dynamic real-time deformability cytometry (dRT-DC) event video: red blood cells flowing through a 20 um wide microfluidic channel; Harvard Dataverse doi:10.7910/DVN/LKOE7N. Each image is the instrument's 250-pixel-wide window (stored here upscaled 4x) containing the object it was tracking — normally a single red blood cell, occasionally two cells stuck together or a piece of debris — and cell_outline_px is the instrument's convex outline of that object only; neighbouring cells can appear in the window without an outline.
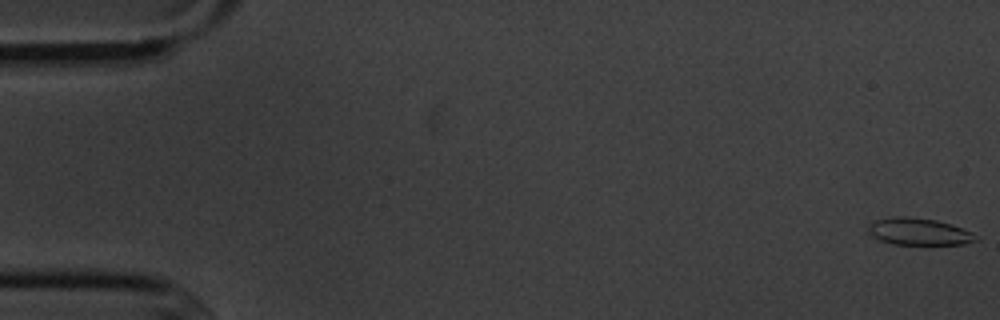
{"species": "common noctule bat (a hibernating species)", "species_latin": "Nyctalus noctula", "temperature_condition": "cold", "stored_images_in_passage": 5, "camera_frame_rate_fps": 3000, "um_per_image_px": 0.085, "animal": {"sex": "male", "body_mass_g": 20.1, "forearm_length_mm": 53.5}, "frame": {"image": 1, "passage_image": 1, "time_ms": 0.0, "image_size_px": [1000, 320], "cell_outline_px": [[980, 240], [964, 244], [892, 244], [880, 240], [872, 236], [868, 232], [868, 228], [876, 220], [896, 216], [904, 216], [936, 220], [952, 224], [972, 232]], "centroid_in_image_um": [78.14, 19.69], "position_along_channel_um": 6.9, "area_um2": 16.82}}